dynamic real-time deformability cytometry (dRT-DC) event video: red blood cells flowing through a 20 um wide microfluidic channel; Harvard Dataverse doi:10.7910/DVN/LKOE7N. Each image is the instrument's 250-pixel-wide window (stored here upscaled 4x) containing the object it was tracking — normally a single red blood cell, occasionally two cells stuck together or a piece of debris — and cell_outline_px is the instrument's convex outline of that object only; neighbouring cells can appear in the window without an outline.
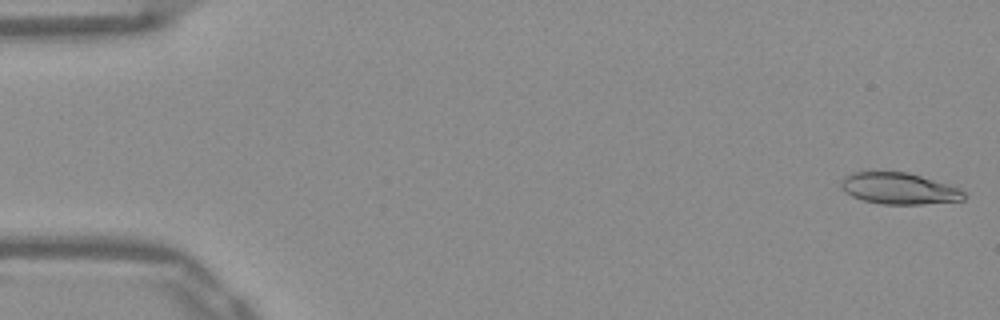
{"species": "Egyptian fruit bat (a non-hibernating species)", "species_latin": "Rousettus aegyptiacus", "temperature_condition": "warm", "stored_images_in_passage": 52, "camera_frame_rate_fps": 3000, "um_per_image_px": 0.085, "frame": {"image": 1, "passage_image": 1, "time_ms": 0.0, "image_size_px": [1000, 320], "cell_outline_px": [[968, 196], [964, 200], [920, 204], [884, 204], [864, 200], [852, 196], [840, 188], [840, 180], [844, 176], [852, 172], [908, 172], [960, 188]], "centroid_in_image_um": [76.41, 16.02], "position_along_channel_um": 8.6, "area_um2": 22.48}}
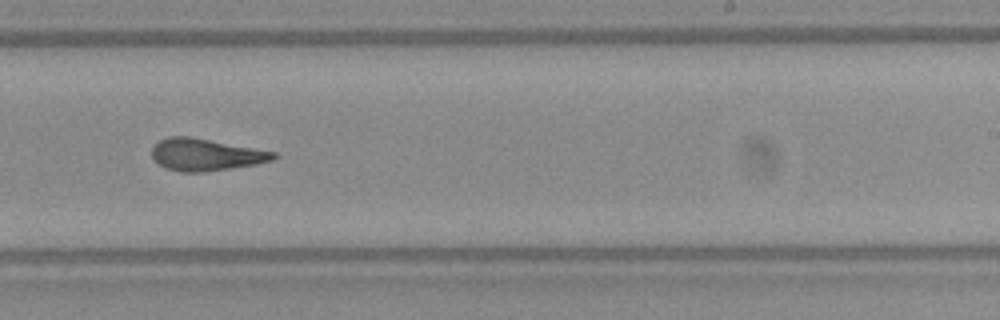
{"frame": {"image": 2, "passage_image": 32, "time_ms": 10.333, "image_size_px": [1000, 320], "cell_outline_px": [[280, 156], [276, 160], [256, 164], [200, 172], [184, 172], [164, 168], [152, 156], [152, 148], [160, 140], [168, 136], [188, 136], [276, 152]], "centroid_in_image_um": [17.52, 13.14], "position_along_channel_um": 271.5, "area_um2": 22.48}}
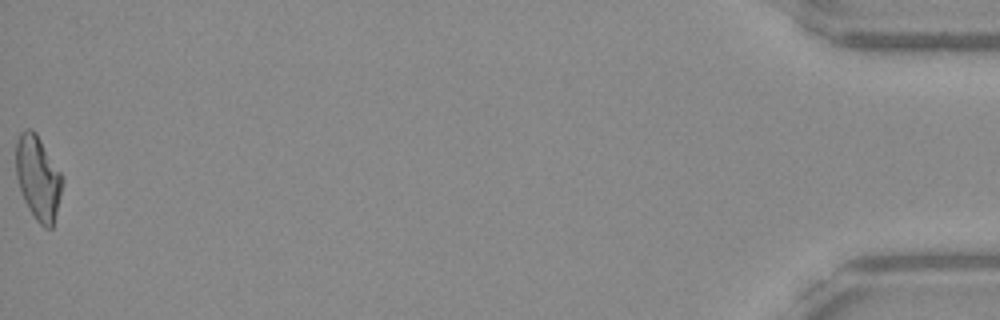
{"frame": {"image": 3, "passage_image": 52, "time_ms": 17.0, "image_size_px": [1000, 320], "cell_outline_px": [[64, 180], [52, 228], [44, 228], [36, 220], [28, 208], [24, 200], [16, 176], [16, 140], [20, 132], [24, 128], [32, 128], [36, 132], [60, 172]], "centroid_in_image_um": [3.22, 15.09], "position_along_channel_um": 432.0, "area_um2": 22.66}, "authors_computed_cell_mechanics": {"area_um2": 22.6865, "velocity_mm_per_s": 3.9058, "shape_relaxation_time_tau1_ms": null, "shape_relaxation_time_tau2_ms": 3.266, "deformation_change_tau1": null, "deformation_change_tau2": 0.1356}}